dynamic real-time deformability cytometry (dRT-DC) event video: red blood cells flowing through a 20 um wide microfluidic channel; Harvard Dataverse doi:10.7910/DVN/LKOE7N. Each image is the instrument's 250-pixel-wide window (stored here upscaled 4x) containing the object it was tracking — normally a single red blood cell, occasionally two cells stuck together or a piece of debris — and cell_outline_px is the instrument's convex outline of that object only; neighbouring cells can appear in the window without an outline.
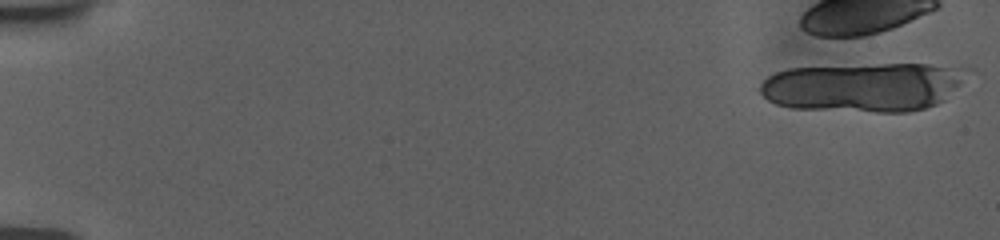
{"species": "human", "species_latin": "Homo sapiens", "temperature_condition": "room temperature", "stored_images_in_passage": 46, "camera_frame_rate_fps": 3000, "um_per_image_px": 0.085, "donor": {"sex": "female"}, "frame": {"image": 1, "passage_image": 1, "time_ms": 0.0, "image_size_px": [1000, 240], "cell_outline_px": [[976, 68], [944, 100], [936, 104], [924, 108], [908, 112], [876, 112], [792, 108], [776, 104], [768, 100], [760, 92], [760, 84], [768, 76], [776, 72], [788, 68], [884, 64], [928, 64]], "centroid_in_image_um": [73.45, 7.39], "position_along_channel_um": 11.6, "area_um2": 59.59}}
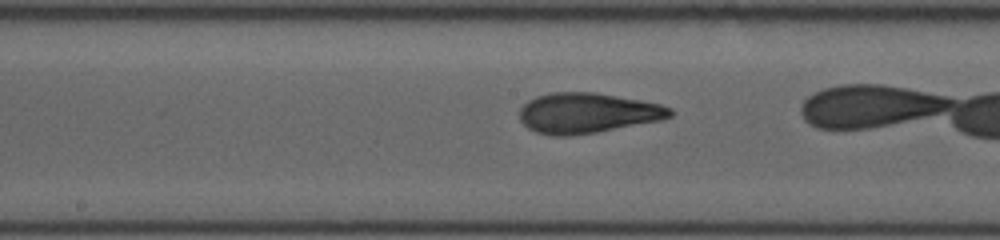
{"frame": {"image": 2, "passage_image": 35, "time_ms": 9.0, "image_size_px": [1000, 240], "cell_outline_px": [[672, 116], [660, 120], [596, 132], [568, 136], [552, 136], [536, 132], [528, 128], [520, 120], [520, 108], [528, 100], [536, 96], [552, 92], [596, 92], [640, 100], [660, 104], [672, 108]], "centroid_in_image_um": [49.9, 9.6], "position_along_channel_um": 198.3, "area_um2": 35.26}}
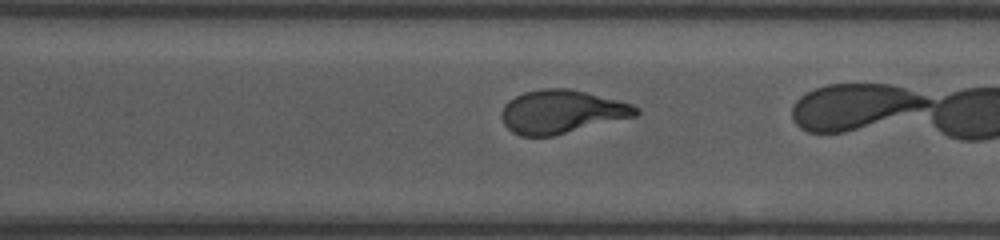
{"frame": {"image": 3, "passage_image": 44, "time_ms": 12.333, "image_size_px": [1000, 240], "cell_outline_px": [[640, 112], [636, 116], [552, 136], [520, 136], [512, 132], [504, 124], [500, 116], [500, 112], [504, 104], [508, 100], [524, 92], [544, 88], [568, 88], [632, 104], [640, 108]], "centroid_in_image_um": [47.7, 9.5], "position_along_channel_um": 322.9, "area_um2": 33.87}}